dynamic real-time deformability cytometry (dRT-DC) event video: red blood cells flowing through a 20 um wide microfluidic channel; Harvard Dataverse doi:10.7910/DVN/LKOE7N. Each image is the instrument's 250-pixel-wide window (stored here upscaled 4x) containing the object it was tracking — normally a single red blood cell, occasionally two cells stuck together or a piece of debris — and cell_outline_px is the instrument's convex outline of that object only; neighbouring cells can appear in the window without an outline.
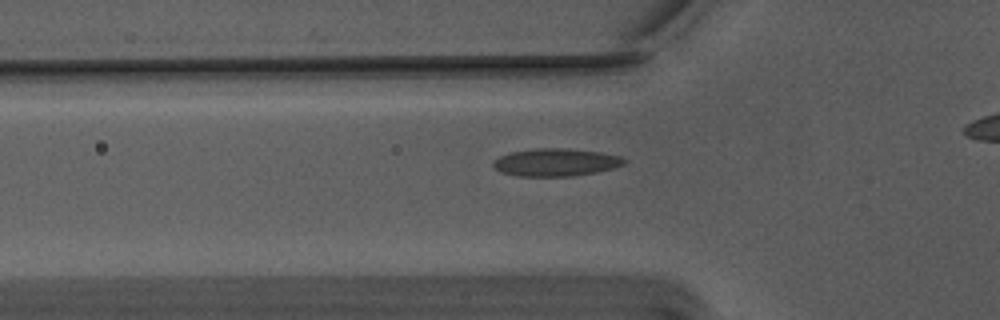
{"species": "Egyptian fruit bat (a non-hibernating species)", "species_latin": "Rousettus aegyptiacus", "temperature_condition": "warm", "stored_images_in_passage": 35, "camera_frame_rate_fps": 3000, "um_per_image_px": 0.085, "animal": {"sex": "male"}, "frame": {"image": 1, "passage_image": 6, "time_ms": 1.667, "image_size_px": [1000, 320], "cell_outline_px": [[628, 160], [624, 164], [612, 168], [596, 172], [572, 176], [516, 176], [500, 172], [492, 168], [492, 160], [500, 156], [512, 152], [536, 148], [564, 148], [600, 152], [620, 156]], "centroid_in_image_um": [47.2, 13.8], "position_along_channel_um": 78.6, "area_um2": 21.21}}
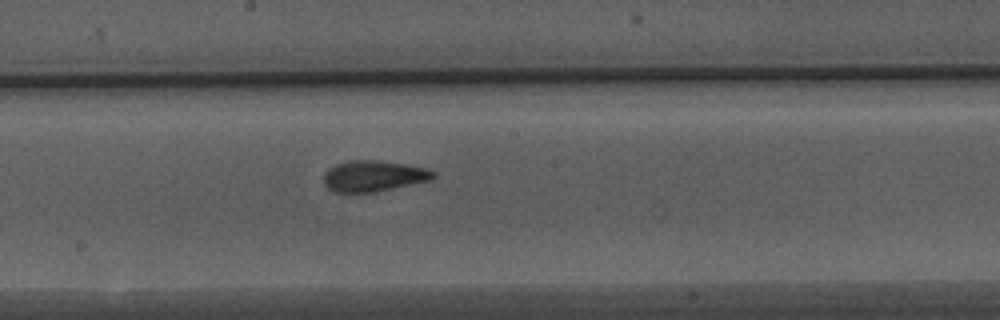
{"frame": {"image": 2, "passage_image": 17, "time_ms": 5.333, "image_size_px": [1000, 320], "cell_outline_px": [[436, 176], [432, 180], [376, 192], [332, 192], [324, 184], [324, 176], [328, 168], [336, 164], [352, 160], [376, 160], [404, 164], [424, 168], [436, 172]], "centroid_in_image_um": [31.76, 14.97], "position_along_channel_um": 216.4, "area_um2": 19.77}}
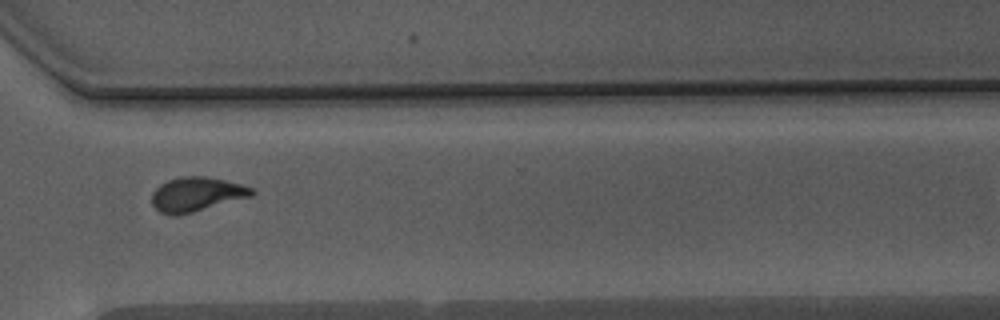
{"frame": {"image": 3, "passage_image": 28, "time_ms": 9.0, "image_size_px": [1000, 320], "cell_outline_px": [[256, 192], [252, 196], [192, 212], [176, 216], [172, 216], [160, 212], [152, 204], [152, 192], [160, 184], [168, 180], [180, 176], [208, 176], [240, 184], [252, 188]], "centroid_in_image_um": [16.68, 16.51], "position_along_channel_um": 353.9, "area_um2": 19.94}, "authors_computed_cell_mechanics": {"area_um2": 19.7676, "velocity_mm_per_s": 3.7442, "shape_relaxation_time_tau1_ms": 6.5498, "shape_relaxation_time_tau2_ms": 1.286, "deformation_change_tau1": 0.1915, "deformation_change_tau2": 0.0835}}